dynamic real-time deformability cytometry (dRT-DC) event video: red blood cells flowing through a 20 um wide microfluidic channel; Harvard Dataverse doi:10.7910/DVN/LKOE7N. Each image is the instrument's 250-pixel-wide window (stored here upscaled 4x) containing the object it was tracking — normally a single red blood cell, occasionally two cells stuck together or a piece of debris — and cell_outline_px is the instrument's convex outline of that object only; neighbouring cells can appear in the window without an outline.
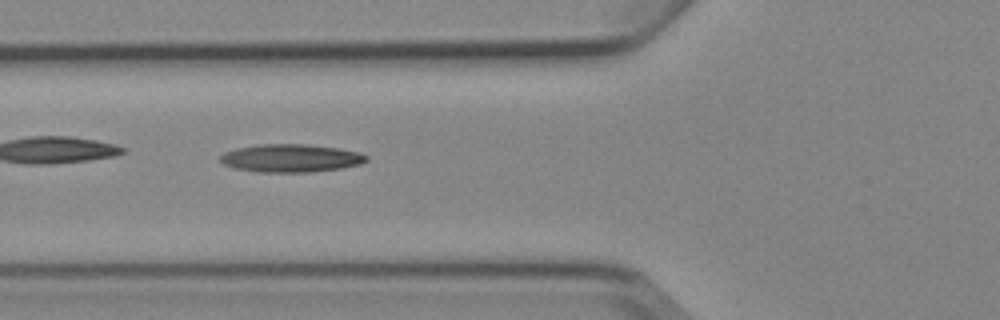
{"species": "Egyptian fruit bat (a non-hibernating species)", "species_latin": "Rousettus aegyptiacus", "temperature_condition": "cold", "stored_images_in_passage": 7, "camera_frame_rate_fps": 3000, "um_per_image_px": 0.085, "animal": {"sex": "female"}, "frame": {"image": 1, "passage_image": 4, "time_ms": 3.667, "image_size_px": [1000, 320], "cell_outline_px": [[368, 160], [360, 164], [340, 168], [308, 172], [256, 172], [232, 168], [224, 164], [220, 160], [220, 156], [224, 152], [236, 148], [260, 144], [304, 144], [340, 148], [360, 152], [368, 156]], "centroid_in_image_um": [24.71, 13.44], "position_along_channel_um": 101.1, "area_um2": 23.93}}
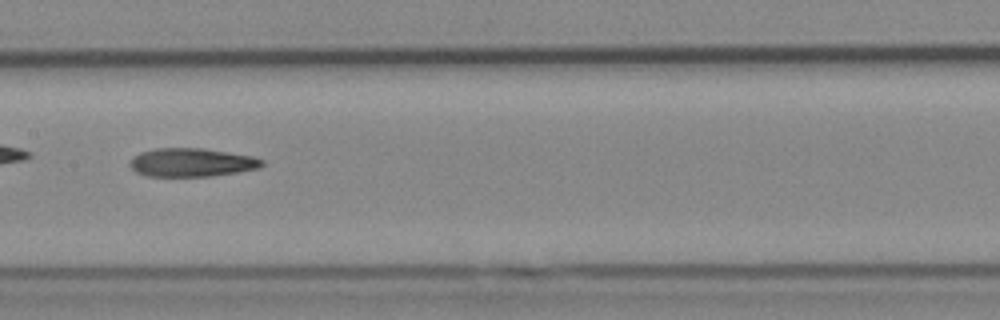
{"frame": {"image": 2, "passage_image": 6, "time_ms": 6.0, "image_size_px": [1000, 320], "cell_outline_px": [[264, 164], [260, 168], [212, 176], [148, 176], [136, 172], [128, 164], [140, 152], [156, 148], [204, 148], [252, 156], [264, 160]], "centroid_in_image_um": [16.31, 13.8], "position_along_channel_um": 191.1, "area_um2": 21.85}}
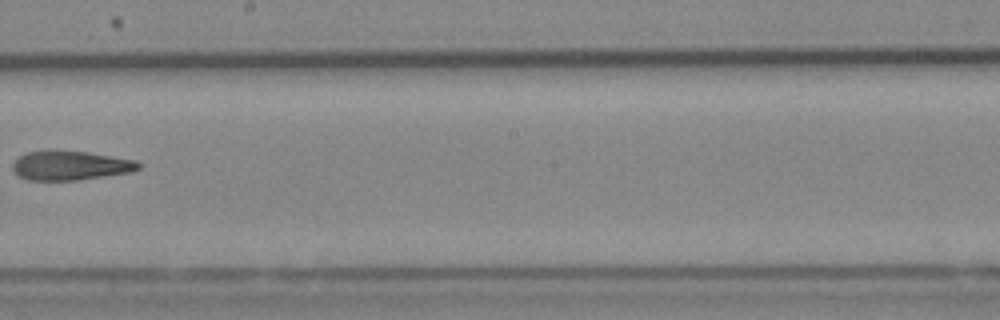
{"frame": {"image": 3, "passage_image": 7, "time_ms": 7.333, "image_size_px": [1000, 320], "cell_outline_px": [[140, 168], [132, 172], [76, 180], [28, 180], [20, 176], [12, 168], [12, 164], [20, 156], [28, 152], [48, 148], [88, 152], [136, 160], [140, 164]], "centroid_in_image_um": [5.97, 14.04], "position_along_channel_um": 242.2, "area_um2": 21.73}}